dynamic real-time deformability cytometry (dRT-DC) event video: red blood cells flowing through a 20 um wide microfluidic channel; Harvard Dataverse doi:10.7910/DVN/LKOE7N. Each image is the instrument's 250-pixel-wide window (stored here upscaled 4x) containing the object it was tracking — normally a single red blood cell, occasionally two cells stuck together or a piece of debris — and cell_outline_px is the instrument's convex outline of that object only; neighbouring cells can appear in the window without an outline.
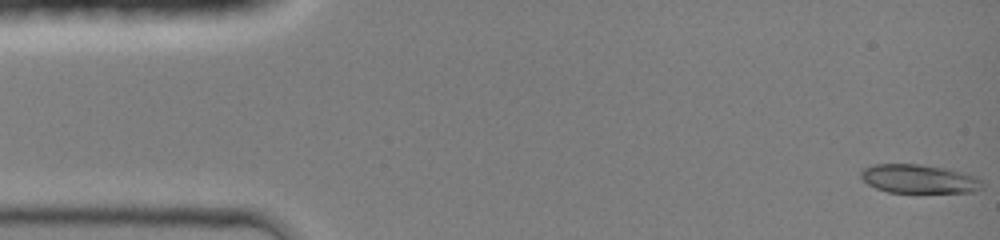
{"species": "common noctule bat (a hibernating species)", "species_latin": "Nyctalus noctula", "temperature_condition": "room temperature", "stored_images_in_passage": 11, "camera_frame_rate_fps": 3000, "um_per_image_px": 0.085, "animal": {"sex": "female", "body_mass_g": 19.0, "forearm_length_mm": 51.5}, "frame": {"image": 1, "passage_image": 1, "time_ms": 0.0, "image_size_px": [1000, 240], "cell_outline_px": [[984, 188], [972, 192], [888, 192], [876, 188], [868, 184], [860, 176], [860, 172], [864, 168], [872, 164], [920, 164], [948, 168], [976, 176], [984, 184]], "centroid_in_image_um": [78.13, 15.2], "position_along_channel_um": 6.9, "area_um2": 20.46}}